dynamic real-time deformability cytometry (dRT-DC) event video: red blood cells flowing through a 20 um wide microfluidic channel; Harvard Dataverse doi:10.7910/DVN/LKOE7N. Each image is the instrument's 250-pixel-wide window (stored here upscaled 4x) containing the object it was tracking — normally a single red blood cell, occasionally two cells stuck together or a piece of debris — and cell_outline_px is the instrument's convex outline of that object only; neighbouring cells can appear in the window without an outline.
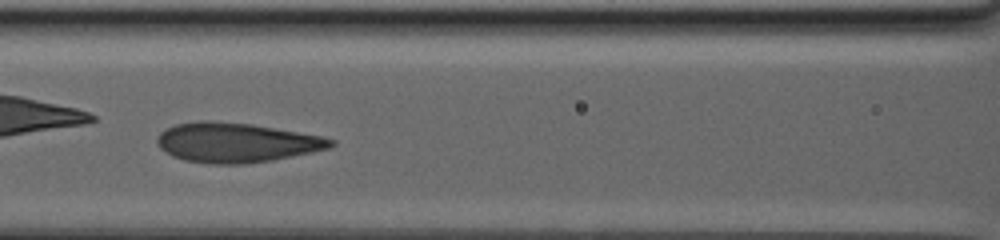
{"species": "human", "species_latin": "Homo sapiens", "temperature_condition": "warm", "stored_images_in_passage": 14, "camera_frame_rate_fps": 3000, "um_per_image_px": 0.085, "donor": {"sex": "male"}, "frame": {"image": 1, "passage_image": 10, "time_ms": 4.0, "image_size_px": [1000, 240], "cell_outline_px": [[336, 144], [332, 148], [272, 160], [244, 164], [212, 164], [184, 160], [172, 156], [164, 152], [156, 144], [156, 140], [160, 132], [176, 124], [196, 120], [212, 120], [252, 124], [320, 136], [336, 140]], "centroid_in_image_um": [20.06, 12.11], "position_along_channel_um": 146.5, "area_um2": 40.29}}